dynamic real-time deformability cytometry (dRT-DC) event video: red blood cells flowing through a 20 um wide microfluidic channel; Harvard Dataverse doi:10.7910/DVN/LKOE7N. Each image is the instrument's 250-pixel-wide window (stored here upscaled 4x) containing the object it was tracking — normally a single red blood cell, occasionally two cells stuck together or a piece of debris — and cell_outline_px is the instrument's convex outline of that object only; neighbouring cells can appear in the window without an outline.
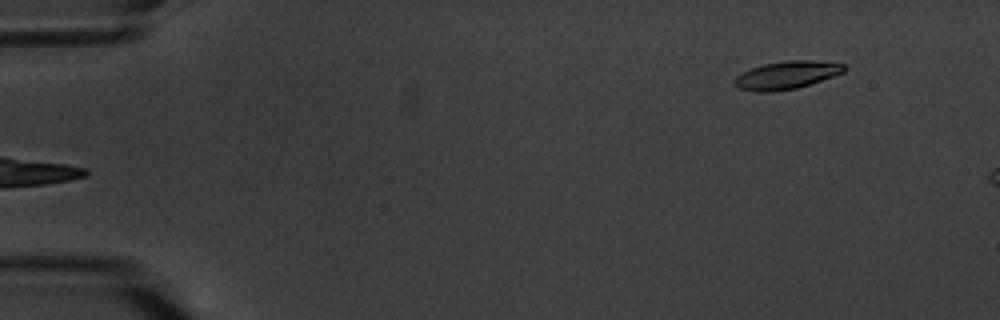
{"species": "common noctule bat (a hibernating species)", "species_latin": "Nyctalus noctula", "temperature_condition": "warm", "stored_images_in_passage": 5, "camera_frame_rate_fps": 3000, "um_per_image_px": 0.085, "animal": {"sex": "male", "body_mass_g": 20.1, "forearm_length_mm": 53.5}, "frame": {"image": 1, "passage_image": 5, "time_ms": 4.667, "image_size_px": [1000, 320], "cell_outline_px": [[848, 68], [844, 72], [796, 88], [772, 92], [756, 92], [740, 88], [732, 84], [732, 80], [736, 76], [752, 68], [764, 64], [784, 60], [812, 60], [844, 64]], "centroid_in_image_um": [66.83, 6.38], "position_along_channel_um": 18.2, "area_um2": 17.74}}